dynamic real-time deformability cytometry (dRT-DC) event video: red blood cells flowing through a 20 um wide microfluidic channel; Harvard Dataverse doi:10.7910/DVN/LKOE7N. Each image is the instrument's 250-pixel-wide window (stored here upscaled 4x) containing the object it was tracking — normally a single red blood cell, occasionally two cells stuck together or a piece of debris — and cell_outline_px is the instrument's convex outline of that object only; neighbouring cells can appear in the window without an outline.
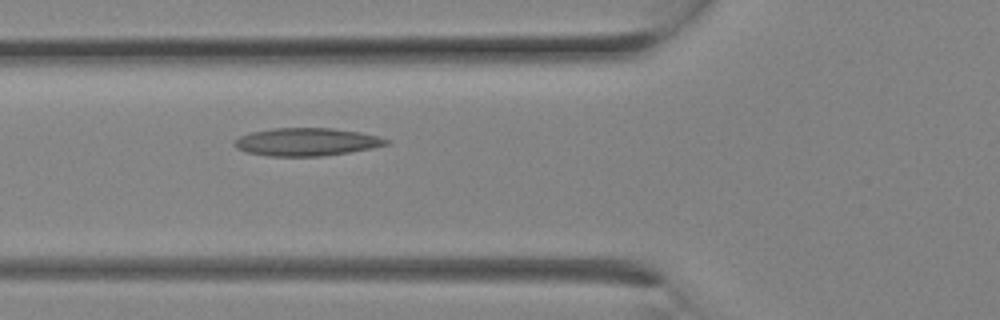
{"species": "Egyptian fruit bat (a non-hibernating species)", "species_latin": "Rousettus aegyptiacus", "temperature_condition": "room temperature", "stored_images_in_passage": 5, "camera_frame_rate_fps": 3000, "um_per_image_px": 0.085, "animal": {"sex": "female"}, "frame": {"image": 1, "passage_image": 5, "time_ms": 1.333, "image_size_px": [1000, 320], "cell_outline_px": [[388, 144], [372, 148], [324, 156], [268, 156], [244, 152], [236, 148], [232, 144], [232, 140], [248, 132], [272, 128], [332, 128], [360, 132], [376, 136], [388, 140]], "centroid_in_image_um": [25.96, 12.06], "position_along_channel_um": 99.8, "area_um2": 24.8}}